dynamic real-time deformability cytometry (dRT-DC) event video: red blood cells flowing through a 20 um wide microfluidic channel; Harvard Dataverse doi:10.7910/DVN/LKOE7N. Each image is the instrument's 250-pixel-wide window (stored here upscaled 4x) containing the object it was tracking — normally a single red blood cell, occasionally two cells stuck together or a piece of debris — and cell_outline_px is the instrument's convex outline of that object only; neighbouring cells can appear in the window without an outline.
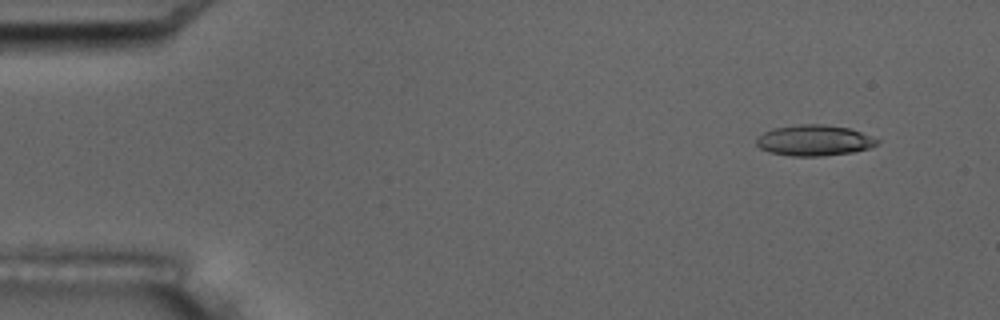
{"species": "common noctule bat (a hibernating species)", "species_latin": "Nyctalus noctula", "temperature_condition": "room temperature", "stored_images_in_passage": 5, "camera_frame_rate_fps": 3000, "um_per_image_px": 0.085, "animal": {"sex": "male", "body_mass_g": 17.5, "forearm_length_mm": 52.3}, "frame": {"image": 1, "passage_image": 2, "time_ms": 1.333, "image_size_px": [1000, 320], "cell_outline_px": [[880, 140], [876, 144], [868, 148], [852, 152], [824, 156], [792, 156], [768, 152], [760, 148], [756, 144], [756, 136], [772, 128], [800, 124], [824, 124], [848, 128], [860, 132]], "centroid_in_image_um": [69.15, 11.93], "position_along_channel_um": 15.9, "area_um2": 21.68}}